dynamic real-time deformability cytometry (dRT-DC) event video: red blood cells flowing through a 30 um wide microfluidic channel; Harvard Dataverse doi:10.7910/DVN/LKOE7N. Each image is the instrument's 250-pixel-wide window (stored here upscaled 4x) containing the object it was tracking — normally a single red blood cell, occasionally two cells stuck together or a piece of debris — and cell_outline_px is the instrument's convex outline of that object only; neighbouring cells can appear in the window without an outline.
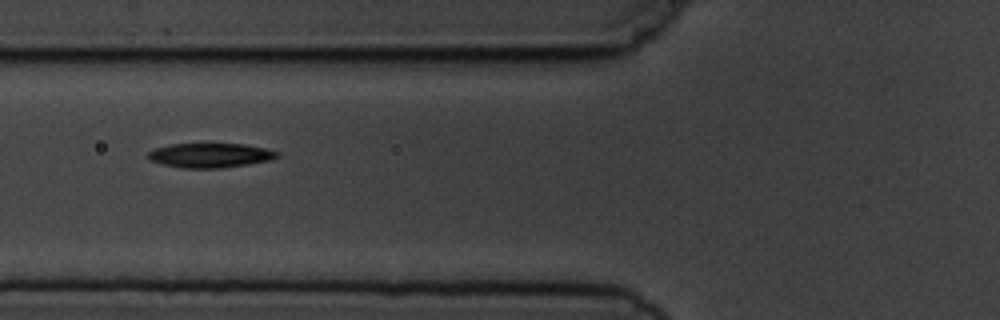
{"species": "common noctule bat (a hibernating species)", "species_latin": "Nyctalus noctula", "temperature_condition": "cold", "stored_images_in_passage": 4, "camera_frame_rate_fps": 3000, "um_per_image_px": 0.085, "animal": {"sex": "male", "body_mass_g": 19.5, "forearm_length_mm": 54.6}, "frame": {"image": 1, "passage_image": 2, "time_ms": 1.333, "image_size_px": [1000, 320], "cell_outline_px": [[280, 156], [272, 160], [248, 164], [220, 168], [180, 168], [148, 160], [144, 156], [148, 152], [156, 148], [172, 144], [244, 144], [264, 148], [280, 152]], "centroid_in_image_um": [17.86, 13.21], "position_along_channel_um": 107.9, "area_um2": 18.5}}
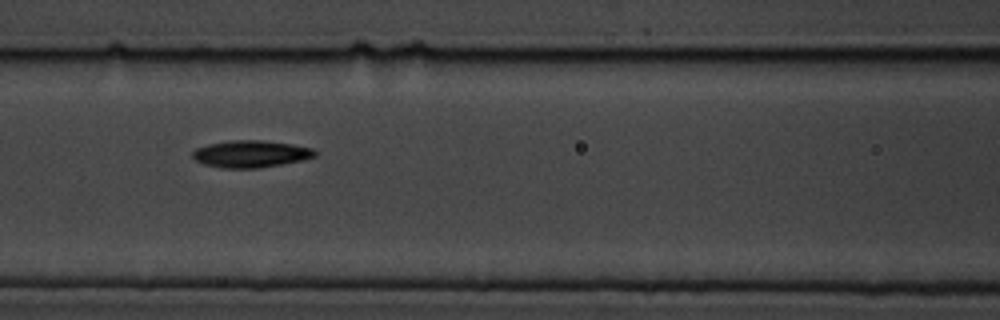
{"frame": {"image": 2, "passage_image": 3, "time_ms": 2.333, "image_size_px": [1000, 320], "cell_outline_px": [[320, 152], [316, 156], [304, 160], [260, 168], [220, 168], [204, 164], [196, 160], [192, 156], [192, 152], [196, 148], [208, 144], [232, 140], [260, 140], [292, 144], [312, 148]], "centroid_in_image_um": [21.35, 13.08], "position_along_channel_um": 145.2, "area_um2": 19.42}}
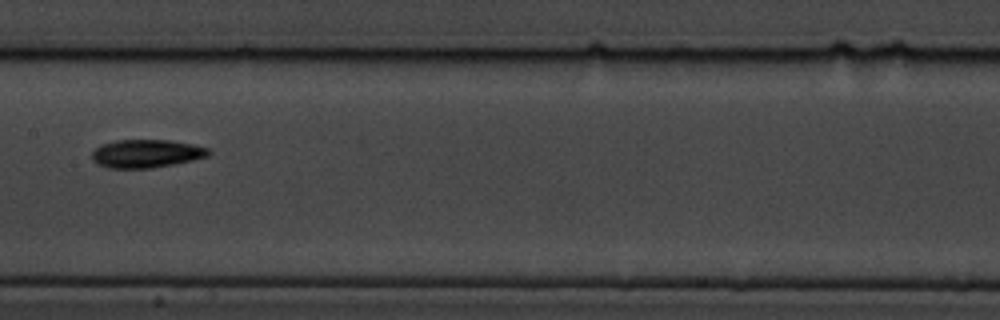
{"frame": {"image": 3, "passage_image": 4, "time_ms": 3.667, "image_size_px": [1000, 320], "cell_outline_px": [[212, 152], [208, 156], [192, 160], [152, 168], [108, 168], [96, 164], [92, 160], [92, 152], [100, 144], [116, 140], [172, 140], [192, 144], [208, 148]], "centroid_in_image_um": [12.41, 13.05], "position_along_channel_um": 195.0, "area_um2": 19.25}}